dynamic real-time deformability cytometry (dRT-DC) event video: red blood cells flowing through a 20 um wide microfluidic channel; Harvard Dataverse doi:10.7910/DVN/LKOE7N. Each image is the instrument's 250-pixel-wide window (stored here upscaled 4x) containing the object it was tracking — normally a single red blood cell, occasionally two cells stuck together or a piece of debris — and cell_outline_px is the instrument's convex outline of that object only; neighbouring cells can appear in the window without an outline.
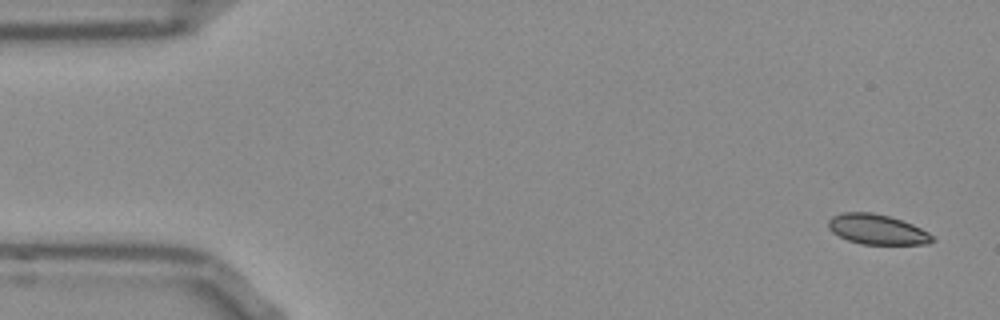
{"species": "Egyptian fruit bat (a non-hibernating species)", "species_latin": "Rousettus aegyptiacus", "temperature_condition": "room temperature", "stored_images_in_passage": 52, "camera_frame_rate_fps": 3000, "um_per_image_px": 0.085, "frame": {"image": 1, "passage_image": 1, "time_ms": 0.0, "image_size_px": [1000, 320], "cell_outline_px": [[936, 240], [928, 244], [860, 244], [848, 240], [832, 232], [828, 228], [828, 220], [832, 216], [840, 212], [872, 212], [888, 216], [912, 224], [936, 236]], "centroid_in_image_um": [74.56, 19.5], "position_along_channel_um": 10.4, "area_um2": 18.32}}
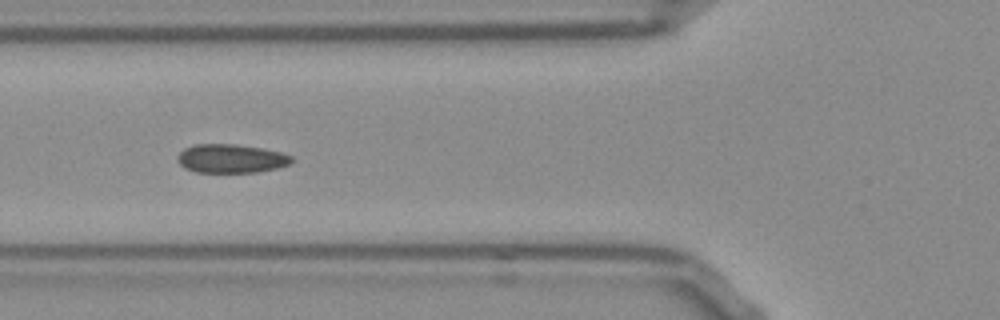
{"frame": {"image": 2, "passage_image": 18, "time_ms": 5.667, "image_size_px": [1000, 320], "cell_outline_px": [[296, 160], [288, 164], [276, 168], [256, 172], [196, 172], [184, 168], [180, 164], [176, 156], [184, 148], [196, 144], [236, 144], [264, 148], [280, 152], [292, 156]], "centroid_in_image_um": [19.64, 13.47], "position_along_channel_um": 106.2, "area_um2": 19.19}}
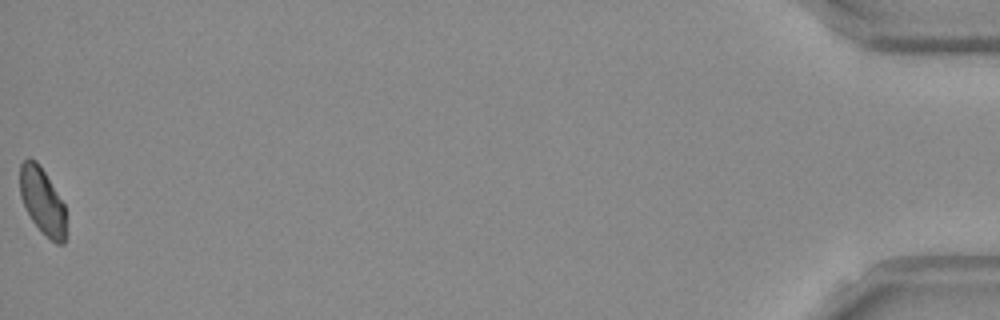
{"frame": {"image": 3, "passage_image": 52, "time_ms": 17.0, "image_size_px": [1000, 320], "cell_outline_px": [[64, 244], [56, 244], [32, 220], [20, 196], [20, 164], [28, 156], [36, 160], [40, 164], [64, 204]], "centroid_in_image_um": [3.57, 17.01], "position_along_channel_um": 431.6, "area_um2": 17.4}, "authors_computed_cell_mechanics": {"area_um2": 19.0162, "velocity_mm_per_s": 3.7985, "shape_relaxation_time_tau1_ms": 3.5105, "shape_relaxation_time_tau2_ms": 1.2831, "deformation_change_tau1": 0.059, "deformation_change_tau2": 0.0443}}